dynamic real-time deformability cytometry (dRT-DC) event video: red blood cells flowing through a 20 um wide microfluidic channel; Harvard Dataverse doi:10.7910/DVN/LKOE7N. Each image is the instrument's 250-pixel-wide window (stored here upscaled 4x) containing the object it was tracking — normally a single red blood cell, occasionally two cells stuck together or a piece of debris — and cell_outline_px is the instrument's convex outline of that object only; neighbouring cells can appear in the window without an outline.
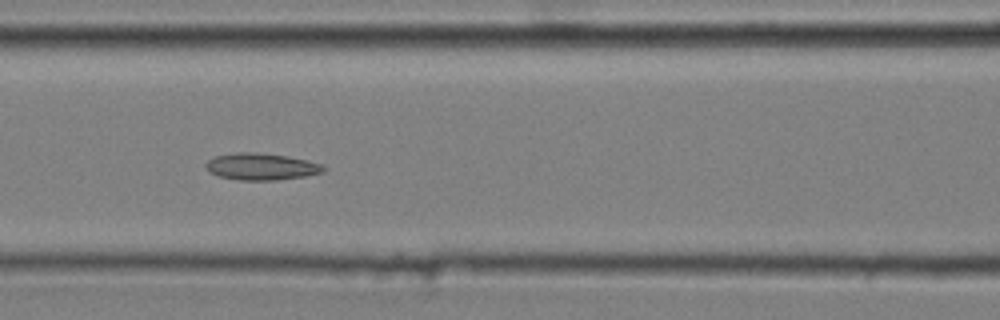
{"species": "common noctule bat (a hibernating species)", "species_latin": "Nyctalus noctula", "temperature_condition": "cold", "stored_images_in_passage": 9, "camera_frame_rate_fps": 3000, "um_per_image_px": 0.085, "animal": {"sex": "male", "body_mass_g": 20.4}, "frame": {"image": 1, "passage_image": 7, "time_ms": 2.0, "image_size_px": [1000, 320], "cell_outline_px": [[328, 168], [324, 172], [304, 176], [276, 180], [240, 180], [216, 176], [208, 172], [204, 164], [208, 160], [216, 156], [236, 152], [252, 152], [288, 156], [308, 160], [320, 164]], "centroid_in_image_um": [22.19, 14.16], "position_along_channel_um": 144.4, "area_um2": 18.5}}
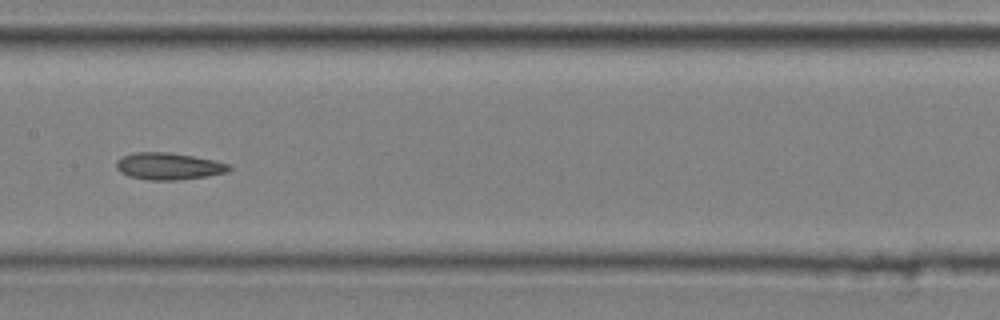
{"frame": {"image": 2, "passage_image": 8, "time_ms": 2.333, "image_size_px": [1000, 320], "cell_outline_px": [[232, 168], [228, 172], [208, 176], [176, 180], [148, 180], [128, 176], [120, 172], [116, 168], [116, 160], [120, 156], [132, 152], [168, 152], [216, 160], [228, 164]], "centroid_in_image_um": [14.3, 14.12], "position_along_channel_um": 193.1, "area_um2": 17.92}}
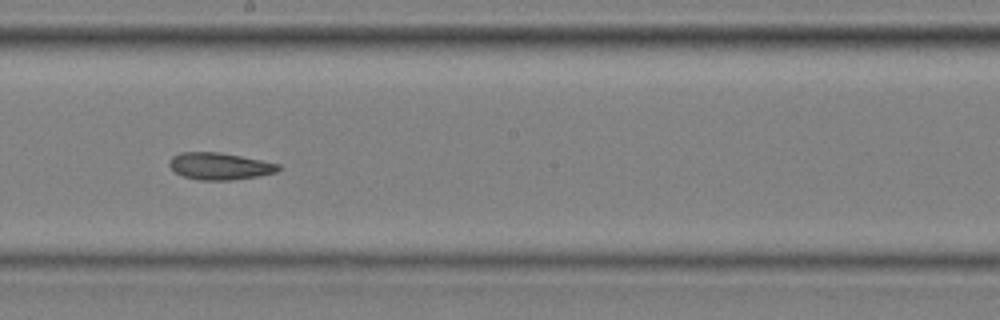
{"frame": {"image": 3, "passage_image": 9, "time_ms": 2.667, "image_size_px": [1000, 320], "cell_outline_px": [[280, 168], [276, 172], [256, 176], [232, 180], [200, 180], [184, 176], [176, 172], [168, 164], [168, 160], [172, 156], [180, 152], [220, 152], [280, 164]], "centroid_in_image_um": [18.64, 14.11], "position_along_channel_um": 229.6, "area_um2": 16.99}}